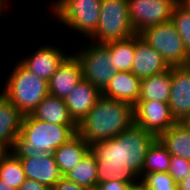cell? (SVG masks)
Wrapping results in <instances>:
<instances>
[{"label":"cell","instance_id":"1","mask_svg":"<svg viewBox=\"0 0 190 190\" xmlns=\"http://www.w3.org/2000/svg\"><path fill=\"white\" fill-rule=\"evenodd\" d=\"M133 123V106L101 95L77 125V133L91 145L114 138Z\"/></svg>","mask_w":190,"mask_h":190},{"label":"cell","instance_id":"2","mask_svg":"<svg viewBox=\"0 0 190 190\" xmlns=\"http://www.w3.org/2000/svg\"><path fill=\"white\" fill-rule=\"evenodd\" d=\"M77 133V125H61L45 122L24 115L14 153L53 152Z\"/></svg>","mask_w":190,"mask_h":190},{"label":"cell","instance_id":"3","mask_svg":"<svg viewBox=\"0 0 190 190\" xmlns=\"http://www.w3.org/2000/svg\"><path fill=\"white\" fill-rule=\"evenodd\" d=\"M14 67L1 93L24 115H28L49 94L48 81L31 73L19 62Z\"/></svg>","mask_w":190,"mask_h":190},{"label":"cell","instance_id":"4","mask_svg":"<svg viewBox=\"0 0 190 190\" xmlns=\"http://www.w3.org/2000/svg\"><path fill=\"white\" fill-rule=\"evenodd\" d=\"M135 34L130 23L128 1L102 0L97 29L89 39L96 43H107L124 40Z\"/></svg>","mask_w":190,"mask_h":190},{"label":"cell","instance_id":"5","mask_svg":"<svg viewBox=\"0 0 190 190\" xmlns=\"http://www.w3.org/2000/svg\"><path fill=\"white\" fill-rule=\"evenodd\" d=\"M90 150L97 160L98 183L109 180H126L131 184L140 182V176L122 162L121 133L91 144Z\"/></svg>","mask_w":190,"mask_h":190},{"label":"cell","instance_id":"6","mask_svg":"<svg viewBox=\"0 0 190 190\" xmlns=\"http://www.w3.org/2000/svg\"><path fill=\"white\" fill-rule=\"evenodd\" d=\"M138 34L161 55L169 67L190 65V55L171 21L145 28Z\"/></svg>","mask_w":190,"mask_h":190},{"label":"cell","instance_id":"7","mask_svg":"<svg viewBox=\"0 0 190 190\" xmlns=\"http://www.w3.org/2000/svg\"><path fill=\"white\" fill-rule=\"evenodd\" d=\"M102 0H57L54 16L63 24L90 38L96 31Z\"/></svg>","mask_w":190,"mask_h":190},{"label":"cell","instance_id":"8","mask_svg":"<svg viewBox=\"0 0 190 190\" xmlns=\"http://www.w3.org/2000/svg\"><path fill=\"white\" fill-rule=\"evenodd\" d=\"M74 55L79 60L82 78L102 91L116 72L112 69L109 46L94 42Z\"/></svg>","mask_w":190,"mask_h":190},{"label":"cell","instance_id":"9","mask_svg":"<svg viewBox=\"0 0 190 190\" xmlns=\"http://www.w3.org/2000/svg\"><path fill=\"white\" fill-rule=\"evenodd\" d=\"M130 23L138 34L143 29L171 21L178 0H127Z\"/></svg>","mask_w":190,"mask_h":190},{"label":"cell","instance_id":"10","mask_svg":"<svg viewBox=\"0 0 190 190\" xmlns=\"http://www.w3.org/2000/svg\"><path fill=\"white\" fill-rule=\"evenodd\" d=\"M157 137L136 124L121 132L122 162L142 176L147 150Z\"/></svg>","mask_w":190,"mask_h":190},{"label":"cell","instance_id":"11","mask_svg":"<svg viewBox=\"0 0 190 190\" xmlns=\"http://www.w3.org/2000/svg\"><path fill=\"white\" fill-rule=\"evenodd\" d=\"M133 114L134 124L156 137L176 123L166 102L138 101L133 106Z\"/></svg>","mask_w":190,"mask_h":190},{"label":"cell","instance_id":"12","mask_svg":"<svg viewBox=\"0 0 190 190\" xmlns=\"http://www.w3.org/2000/svg\"><path fill=\"white\" fill-rule=\"evenodd\" d=\"M26 179H32L51 189L62 177L54 155L48 153H15Z\"/></svg>","mask_w":190,"mask_h":190},{"label":"cell","instance_id":"13","mask_svg":"<svg viewBox=\"0 0 190 190\" xmlns=\"http://www.w3.org/2000/svg\"><path fill=\"white\" fill-rule=\"evenodd\" d=\"M169 108L176 122L190 115V65L171 67Z\"/></svg>","mask_w":190,"mask_h":190},{"label":"cell","instance_id":"14","mask_svg":"<svg viewBox=\"0 0 190 190\" xmlns=\"http://www.w3.org/2000/svg\"><path fill=\"white\" fill-rule=\"evenodd\" d=\"M82 79L79 60L74 54L68 55L48 81L49 94L64 99Z\"/></svg>","mask_w":190,"mask_h":190},{"label":"cell","instance_id":"15","mask_svg":"<svg viewBox=\"0 0 190 190\" xmlns=\"http://www.w3.org/2000/svg\"><path fill=\"white\" fill-rule=\"evenodd\" d=\"M62 51L59 48L57 49L56 46H41L30 57L21 59L19 63L31 73L49 81L68 56Z\"/></svg>","mask_w":190,"mask_h":190},{"label":"cell","instance_id":"16","mask_svg":"<svg viewBox=\"0 0 190 190\" xmlns=\"http://www.w3.org/2000/svg\"><path fill=\"white\" fill-rule=\"evenodd\" d=\"M169 68L161 55L155 51L139 34H136L135 57L131 72L141 80L159 74Z\"/></svg>","mask_w":190,"mask_h":190},{"label":"cell","instance_id":"17","mask_svg":"<svg viewBox=\"0 0 190 190\" xmlns=\"http://www.w3.org/2000/svg\"><path fill=\"white\" fill-rule=\"evenodd\" d=\"M100 96L101 91L97 87L82 79L63 100L68 108L70 117L78 125L95 106Z\"/></svg>","mask_w":190,"mask_h":190},{"label":"cell","instance_id":"18","mask_svg":"<svg viewBox=\"0 0 190 190\" xmlns=\"http://www.w3.org/2000/svg\"><path fill=\"white\" fill-rule=\"evenodd\" d=\"M141 79L131 71H116L101 95L134 106L140 95Z\"/></svg>","mask_w":190,"mask_h":190},{"label":"cell","instance_id":"19","mask_svg":"<svg viewBox=\"0 0 190 190\" xmlns=\"http://www.w3.org/2000/svg\"><path fill=\"white\" fill-rule=\"evenodd\" d=\"M24 114L0 93V143L13 151L18 142Z\"/></svg>","mask_w":190,"mask_h":190},{"label":"cell","instance_id":"20","mask_svg":"<svg viewBox=\"0 0 190 190\" xmlns=\"http://www.w3.org/2000/svg\"><path fill=\"white\" fill-rule=\"evenodd\" d=\"M90 151V145L76 133L66 143L62 144L54 152V158L64 176L74 168Z\"/></svg>","mask_w":190,"mask_h":190},{"label":"cell","instance_id":"21","mask_svg":"<svg viewBox=\"0 0 190 190\" xmlns=\"http://www.w3.org/2000/svg\"><path fill=\"white\" fill-rule=\"evenodd\" d=\"M30 115L49 123L77 125L70 117L64 100L51 94H48Z\"/></svg>","mask_w":190,"mask_h":190},{"label":"cell","instance_id":"22","mask_svg":"<svg viewBox=\"0 0 190 190\" xmlns=\"http://www.w3.org/2000/svg\"><path fill=\"white\" fill-rule=\"evenodd\" d=\"M171 92V67L159 74L141 80L138 101H159L168 103Z\"/></svg>","mask_w":190,"mask_h":190},{"label":"cell","instance_id":"23","mask_svg":"<svg viewBox=\"0 0 190 190\" xmlns=\"http://www.w3.org/2000/svg\"><path fill=\"white\" fill-rule=\"evenodd\" d=\"M172 156L190 161V131L176 122L157 137Z\"/></svg>","mask_w":190,"mask_h":190},{"label":"cell","instance_id":"24","mask_svg":"<svg viewBox=\"0 0 190 190\" xmlns=\"http://www.w3.org/2000/svg\"><path fill=\"white\" fill-rule=\"evenodd\" d=\"M64 177L77 185L95 190L98 184L97 160L91 150Z\"/></svg>","mask_w":190,"mask_h":190},{"label":"cell","instance_id":"25","mask_svg":"<svg viewBox=\"0 0 190 190\" xmlns=\"http://www.w3.org/2000/svg\"><path fill=\"white\" fill-rule=\"evenodd\" d=\"M109 46L112 69L115 71H131L135 57L136 34L124 40L110 41Z\"/></svg>","mask_w":190,"mask_h":190},{"label":"cell","instance_id":"26","mask_svg":"<svg viewBox=\"0 0 190 190\" xmlns=\"http://www.w3.org/2000/svg\"><path fill=\"white\" fill-rule=\"evenodd\" d=\"M171 156L166 147L156 138L147 150L142 170V178L150 172H167L171 164Z\"/></svg>","mask_w":190,"mask_h":190},{"label":"cell","instance_id":"27","mask_svg":"<svg viewBox=\"0 0 190 190\" xmlns=\"http://www.w3.org/2000/svg\"><path fill=\"white\" fill-rule=\"evenodd\" d=\"M0 179L16 190H18L26 180L20 158L13 151H10L0 161Z\"/></svg>","mask_w":190,"mask_h":190},{"label":"cell","instance_id":"28","mask_svg":"<svg viewBox=\"0 0 190 190\" xmlns=\"http://www.w3.org/2000/svg\"><path fill=\"white\" fill-rule=\"evenodd\" d=\"M171 22L179 33L186 52L190 55V11L178 2L173 9Z\"/></svg>","mask_w":190,"mask_h":190},{"label":"cell","instance_id":"29","mask_svg":"<svg viewBox=\"0 0 190 190\" xmlns=\"http://www.w3.org/2000/svg\"><path fill=\"white\" fill-rule=\"evenodd\" d=\"M149 190H177V183L168 172H150L141 178Z\"/></svg>","mask_w":190,"mask_h":190},{"label":"cell","instance_id":"30","mask_svg":"<svg viewBox=\"0 0 190 190\" xmlns=\"http://www.w3.org/2000/svg\"><path fill=\"white\" fill-rule=\"evenodd\" d=\"M168 173L178 183L190 174V161L178 156H171Z\"/></svg>","mask_w":190,"mask_h":190},{"label":"cell","instance_id":"31","mask_svg":"<svg viewBox=\"0 0 190 190\" xmlns=\"http://www.w3.org/2000/svg\"><path fill=\"white\" fill-rule=\"evenodd\" d=\"M131 185L126 180H109L98 183L95 190H129Z\"/></svg>","mask_w":190,"mask_h":190},{"label":"cell","instance_id":"32","mask_svg":"<svg viewBox=\"0 0 190 190\" xmlns=\"http://www.w3.org/2000/svg\"><path fill=\"white\" fill-rule=\"evenodd\" d=\"M50 190H89V189L77 185L63 176Z\"/></svg>","mask_w":190,"mask_h":190},{"label":"cell","instance_id":"33","mask_svg":"<svg viewBox=\"0 0 190 190\" xmlns=\"http://www.w3.org/2000/svg\"><path fill=\"white\" fill-rule=\"evenodd\" d=\"M18 190H50V189L35 180L26 179L24 184Z\"/></svg>","mask_w":190,"mask_h":190},{"label":"cell","instance_id":"34","mask_svg":"<svg viewBox=\"0 0 190 190\" xmlns=\"http://www.w3.org/2000/svg\"><path fill=\"white\" fill-rule=\"evenodd\" d=\"M177 190H190V174L177 183Z\"/></svg>","mask_w":190,"mask_h":190},{"label":"cell","instance_id":"35","mask_svg":"<svg viewBox=\"0 0 190 190\" xmlns=\"http://www.w3.org/2000/svg\"><path fill=\"white\" fill-rule=\"evenodd\" d=\"M129 190H149L141 181L137 184H132Z\"/></svg>","mask_w":190,"mask_h":190},{"label":"cell","instance_id":"36","mask_svg":"<svg viewBox=\"0 0 190 190\" xmlns=\"http://www.w3.org/2000/svg\"><path fill=\"white\" fill-rule=\"evenodd\" d=\"M9 149L2 143H0V161L9 153Z\"/></svg>","mask_w":190,"mask_h":190},{"label":"cell","instance_id":"37","mask_svg":"<svg viewBox=\"0 0 190 190\" xmlns=\"http://www.w3.org/2000/svg\"><path fill=\"white\" fill-rule=\"evenodd\" d=\"M179 123L190 131V115L184 117Z\"/></svg>","mask_w":190,"mask_h":190},{"label":"cell","instance_id":"38","mask_svg":"<svg viewBox=\"0 0 190 190\" xmlns=\"http://www.w3.org/2000/svg\"><path fill=\"white\" fill-rule=\"evenodd\" d=\"M0 190H16V189L12 188L11 185L0 179Z\"/></svg>","mask_w":190,"mask_h":190},{"label":"cell","instance_id":"39","mask_svg":"<svg viewBox=\"0 0 190 190\" xmlns=\"http://www.w3.org/2000/svg\"><path fill=\"white\" fill-rule=\"evenodd\" d=\"M178 2L190 11V0H178Z\"/></svg>","mask_w":190,"mask_h":190},{"label":"cell","instance_id":"40","mask_svg":"<svg viewBox=\"0 0 190 190\" xmlns=\"http://www.w3.org/2000/svg\"><path fill=\"white\" fill-rule=\"evenodd\" d=\"M4 2H5V0H4V1H3V0H0V14H1V12L3 11L2 8L5 6Z\"/></svg>","mask_w":190,"mask_h":190}]
</instances>
